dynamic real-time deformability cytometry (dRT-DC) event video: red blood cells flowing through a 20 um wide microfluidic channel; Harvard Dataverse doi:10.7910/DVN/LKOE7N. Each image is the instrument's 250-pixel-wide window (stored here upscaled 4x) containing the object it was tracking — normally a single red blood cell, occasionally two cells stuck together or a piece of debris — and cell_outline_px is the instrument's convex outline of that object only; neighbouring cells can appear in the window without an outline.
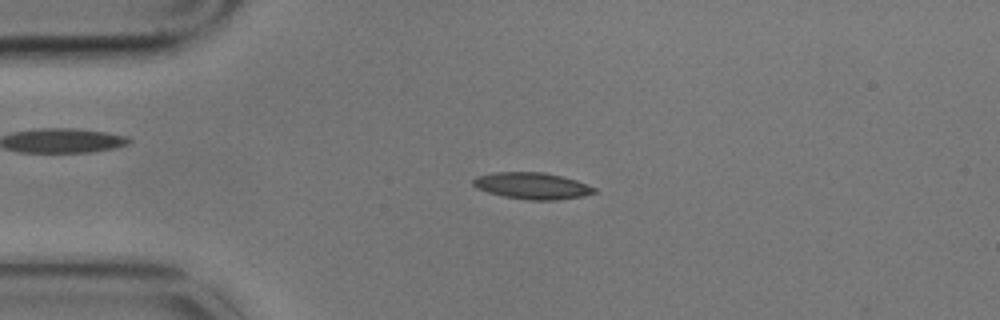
{"species": "common noctule bat (a hibernating species)", "species_latin": "Nyctalus noctula", "temperature_condition": "cold", "stored_images_in_passage": 5, "camera_frame_rate_fps": 3000, "um_per_image_px": 0.085, "animal": {"sex": "male", "body_mass_g": 17.9}, "frame": {"image": 1, "passage_image": 3, "time_ms": 0.667, "image_size_px": [1000, 320], "cell_outline_px": [[600, 192], [584, 196], [556, 200], [532, 200], [504, 196], [488, 192], [476, 188], [472, 184], [472, 180], [476, 176], [496, 172], [544, 172], [576, 180], [588, 184], [596, 188]], "centroid_in_image_um": [45.27, 15.79], "position_along_channel_um": 39.7, "area_um2": 18.84}}